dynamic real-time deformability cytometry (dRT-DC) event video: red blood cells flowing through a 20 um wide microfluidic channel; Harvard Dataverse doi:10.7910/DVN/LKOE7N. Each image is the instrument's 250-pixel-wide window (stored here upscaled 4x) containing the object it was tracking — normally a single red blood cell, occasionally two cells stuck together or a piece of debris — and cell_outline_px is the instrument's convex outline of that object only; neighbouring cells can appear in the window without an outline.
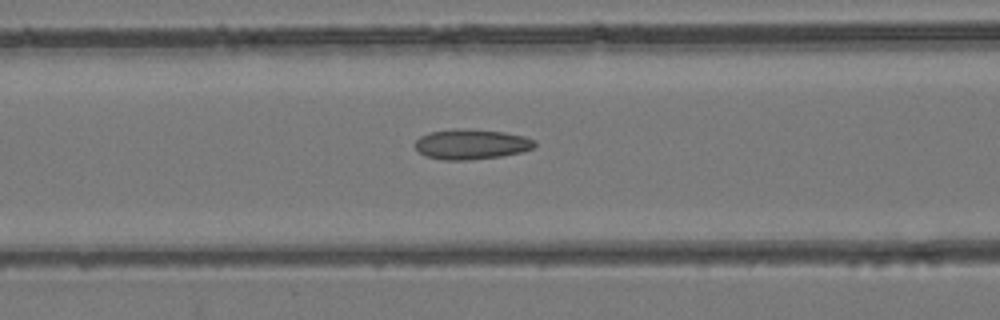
{"species": "common noctule bat (a hibernating species)", "species_latin": "Nyctalus noctula", "temperature_condition": "room temperature", "stored_images_in_passage": 47, "camera_frame_rate_fps": 3000, "um_per_image_px": 0.085, "animal": {"sex": "female", "body_mass_g": 24.6, "forearm_length_mm": 56.2}, "frame": {"image": 1, "passage_image": 20, "time_ms": 6.333, "image_size_px": [1000, 320], "cell_outline_px": [[536, 144], [532, 148], [520, 152], [500, 156], [468, 160], [444, 160], [424, 156], [416, 148], [416, 140], [420, 136], [428, 132], [460, 128], [504, 132], [524, 136], [536, 140]], "centroid_in_image_um": [40.05, 12.26], "position_along_channel_um": 126.6, "area_um2": 20.92}}
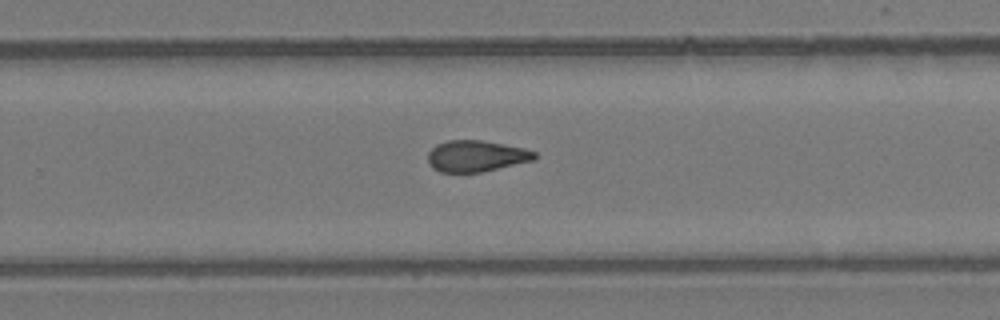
{"frame": {"image": 2, "passage_image": 31, "time_ms": 10.0, "image_size_px": [1000, 320], "cell_outline_px": [[536, 160], [480, 172], [440, 172], [432, 168], [428, 160], [428, 152], [436, 144], [448, 140], [480, 140], [524, 148], [536, 152]], "centroid_in_image_um": [40.47, 13.26], "position_along_channel_um": 289.3, "area_um2": 19.42}}
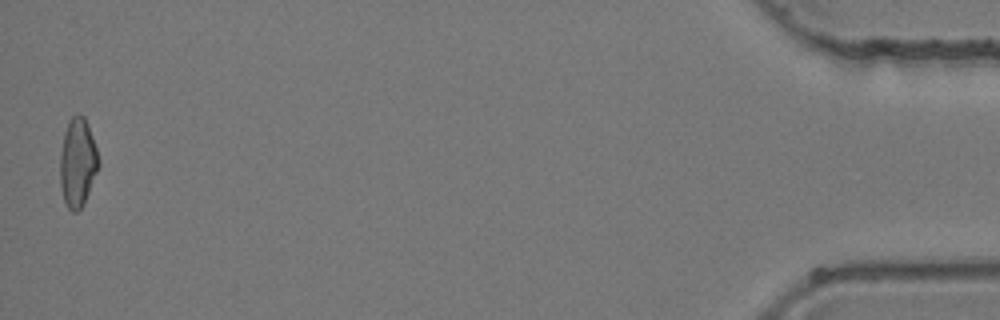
{"frame": {"image": 3, "passage_image": 47, "time_ms": 15.333, "image_size_px": [1000, 320], "cell_outline_px": [[100, 164], [84, 204], [76, 212], [72, 212], [68, 208], [64, 200], [60, 184], [60, 156], [64, 132], [68, 120], [76, 112], [80, 112], [84, 116], [88, 124], [100, 160]], "centroid_in_image_um": [6.6, 13.78], "position_along_channel_um": 428.6, "area_um2": 20.11}}